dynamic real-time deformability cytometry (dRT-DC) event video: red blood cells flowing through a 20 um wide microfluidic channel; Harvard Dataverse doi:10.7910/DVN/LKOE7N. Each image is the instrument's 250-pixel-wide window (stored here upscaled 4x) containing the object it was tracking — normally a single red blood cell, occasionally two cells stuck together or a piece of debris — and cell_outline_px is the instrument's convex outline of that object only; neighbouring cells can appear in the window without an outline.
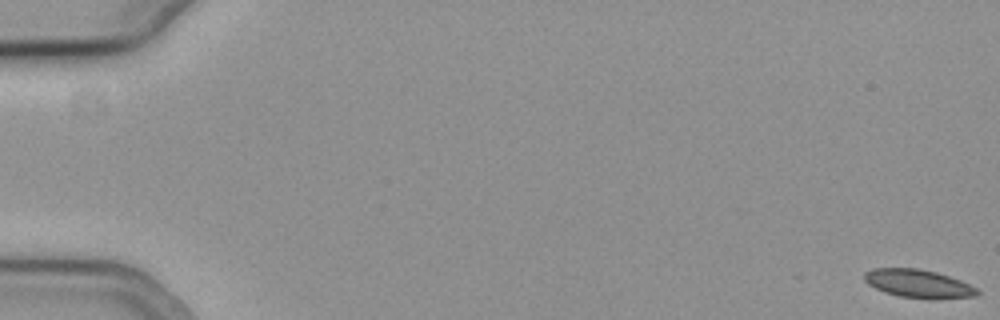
{"species": "common noctule bat (a hibernating species)", "species_latin": "Nyctalus noctula", "temperature_condition": "cold", "stored_images_in_passage": 45, "camera_frame_rate_fps": 3000, "um_per_image_px": 0.085, "animal": {"sex": "female", "body_mass_g": 19.3, "forearm_length_mm": 54.1}, "frame": {"image": 1, "passage_image": 1, "time_ms": 0.0, "image_size_px": [1000, 320], "cell_outline_px": [[980, 292], [976, 296], [936, 300], [932, 300], [900, 296], [884, 292], [868, 284], [864, 280], [864, 272], [872, 268], [916, 268], [936, 272], [960, 280], [976, 288]], "centroid_in_image_um": [78.06, 24.12], "position_along_channel_um": 6.9, "area_um2": 18.73}}
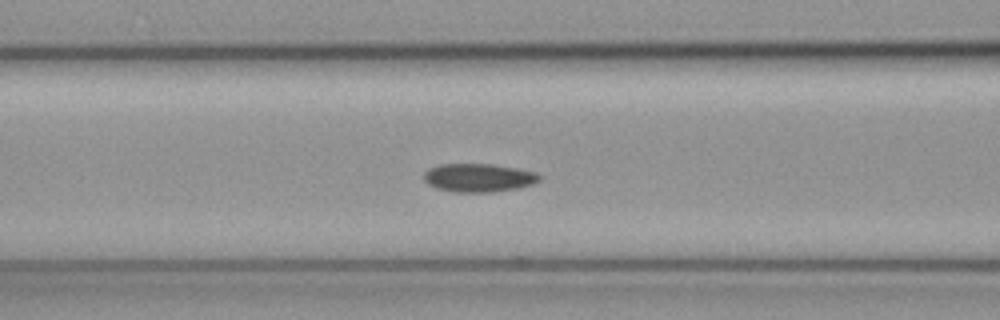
{"frame": {"image": 2, "passage_image": 25, "time_ms": 8.0, "image_size_px": [1000, 320], "cell_outline_px": [[540, 180], [532, 184], [520, 188], [492, 192], [452, 192], [436, 188], [428, 184], [424, 180], [424, 172], [428, 168], [440, 164], [492, 164], [516, 168], [536, 172], [540, 176]], "centroid_in_image_um": [40.67, 15.11], "position_along_channel_um": 125.9, "area_um2": 19.25}}
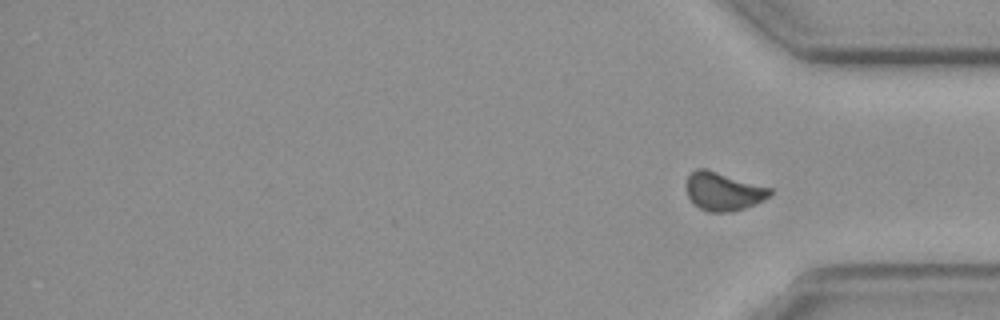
{"frame": {"image": 3, "passage_image": 45, "time_ms": 14.667, "image_size_px": [1000, 320], "cell_outline_px": [[772, 192], [764, 200], [756, 204], [732, 212], [708, 212], [700, 208], [688, 196], [684, 184], [688, 176], [696, 168], [704, 168], [772, 188]], "centroid_in_image_um": [61.47, 16.27], "position_along_channel_um": 373.7, "area_um2": 18.67}, "authors_computed_cell_mechanics": {"area_um2": 19.2474, "velocity_mm_per_s": 3.7354, "shape_relaxation_time_tau1_ms": null, "shape_relaxation_time_tau2_ms": 8.6624, "deformation_change_tau1": null, "deformation_change_tau2": 0.1201}}